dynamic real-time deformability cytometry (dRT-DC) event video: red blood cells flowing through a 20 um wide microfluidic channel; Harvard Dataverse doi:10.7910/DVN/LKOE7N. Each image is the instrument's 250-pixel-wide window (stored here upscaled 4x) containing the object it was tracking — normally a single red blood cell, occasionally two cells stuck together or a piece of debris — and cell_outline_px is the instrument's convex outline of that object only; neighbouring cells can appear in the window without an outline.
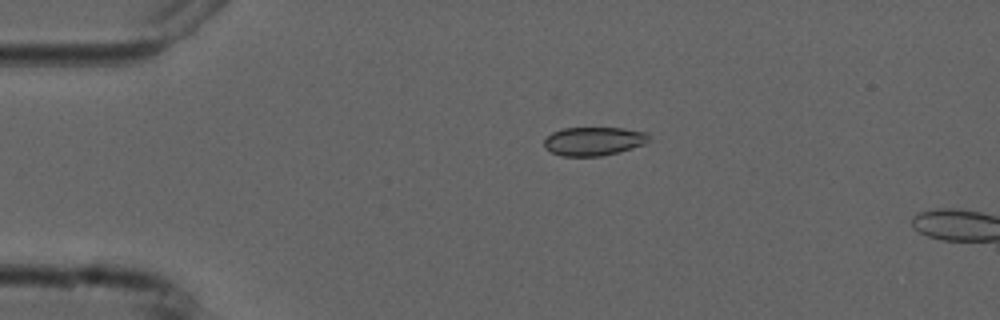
{"species": "common noctule bat (a hibernating species)", "species_latin": "Nyctalus noctula", "temperature_condition": "cold", "stored_images_in_passage": 4, "camera_frame_rate_fps": 3000, "um_per_image_px": 0.085, "animal": {"sex": "male", "forearm_length_mm": 52.5}, "frame": {"image": 1, "passage_image": 3, "time_ms": 3.0, "image_size_px": [1000, 320], "cell_outline_px": [[648, 140], [644, 144], [620, 152], [600, 156], [560, 156], [544, 148], [544, 140], [552, 132], [564, 128], [624, 128], [648, 132]], "centroid_in_image_um": [50.46, 12.0], "position_along_channel_um": 34.5, "area_um2": 17.51}}